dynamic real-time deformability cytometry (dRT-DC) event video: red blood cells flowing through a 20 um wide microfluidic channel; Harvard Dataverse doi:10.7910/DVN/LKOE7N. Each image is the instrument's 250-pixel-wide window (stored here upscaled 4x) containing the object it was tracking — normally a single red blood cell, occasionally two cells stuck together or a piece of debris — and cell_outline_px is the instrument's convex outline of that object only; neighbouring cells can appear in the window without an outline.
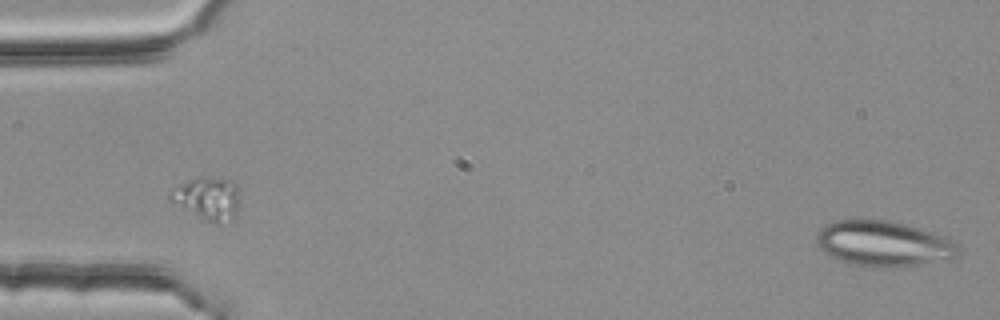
{"species": "common noctule bat (a hibernating species)", "species_latin": "Nyctalus noctula", "temperature_condition": "room temperature", "stored_images_in_passage": 3, "segment_of_instrument_passage": [2, 2], "camera_frame_rate_fps": 3000, "um_per_image_px": 0.085, "animal": {"sex": "female", "body_mass_g": 25.1}, "frame": {"image": 1, "passage_image": 3, "time_ms": 0.667, "image_size_px": [1000, 320], "cell_outline_px": [[960, 256], [952, 260], [916, 264], [860, 264], [844, 260], [832, 256], [824, 252], [820, 248], [816, 240], [816, 232], [824, 224], [836, 220], [888, 220], [904, 224], [940, 236], [956, 244], [960, 248]], "centroid_in_image_um": [75.09, 20.66], "position_along_channel_um": 9.9, "area_um2": 36.07}}